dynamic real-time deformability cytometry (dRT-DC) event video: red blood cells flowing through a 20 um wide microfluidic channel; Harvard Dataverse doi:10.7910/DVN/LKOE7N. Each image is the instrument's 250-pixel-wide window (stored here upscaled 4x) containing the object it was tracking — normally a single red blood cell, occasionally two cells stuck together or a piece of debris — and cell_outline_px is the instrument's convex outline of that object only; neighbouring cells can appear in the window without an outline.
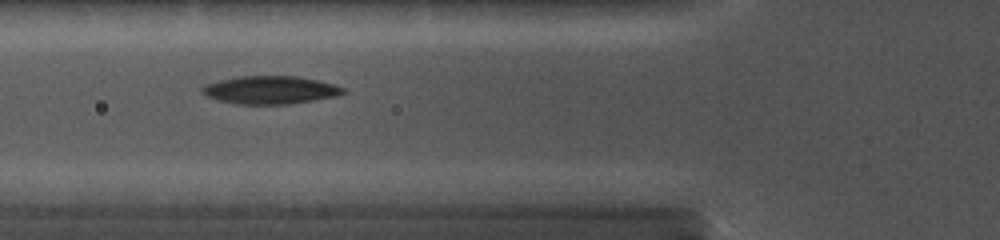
{"species": "common noctule bat (a hibernating species)", "species_latin": "Nyctalus noctula", "temperature_condition": "cold", "stored_images_in_passage": 18, "camera_frame_rate_fps": 5000, "um_per_image_px": 0.085, "animal": {"sex": "female", "body_mass_g": 19.0, "forearm_length_mm": 56.7}, "frame": {"image": 1, "passage_image": 5, "time_ms": 4.2, "image_size_px": [1000, 240], "cell_outline_px": [[348, 92], [336, 96], [288, 104], [236, 104], [216, 100], [200, 92], [200, 88], [204, 84], [220, 80], [240, 76], [296, 76], [316, 80], [332, 84], [344, 88]], "centroid_in_image_um": [22.93, 7.65], "position_along_channel_um": 102.9, "area_um2": 22.95}}
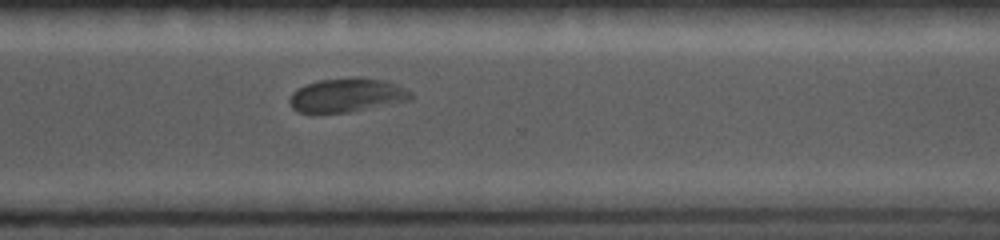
{"frame": {"image": 2, "passage_image": 12, "time_ms": 10.2, "image_size_px": [1000, 240], "cell_outline_px": [[412, 100], [348, 112], [316, 116], [300, 112], [292, 108], [288, 100], [292, 92], [296, 88], [304, 84], [320, 80], [352, 76], [360, 76], [384, 80], [396, 84], [412, 92]], "centroid_in_image_um": [29.42, 8.11], "position_along_channel_um": 341.2, "area_um2": 24.85}}
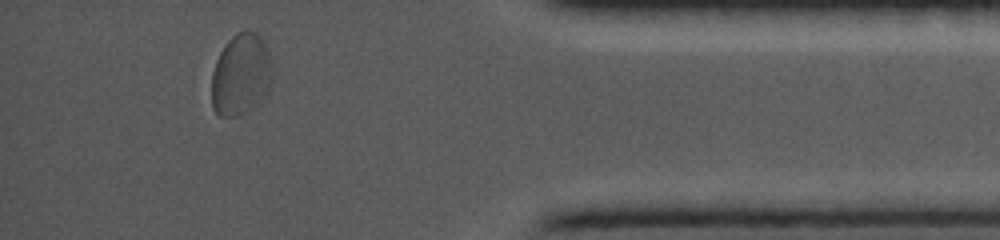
{"frame": {"image": 3, "passage_image": 16, "time_ms": 12.6, "image_size_px": [1000, 240], "cell_outline_px": [[272, 80], [268, 92], [256, 108], [248, 112], [236, 116], [220, 116], [212, 108], [212, 72], [216, 60], [220, 52], [228, 40], [232, 36], [248, 28], [256, 32], [264, 40], [268, 52], [272, 72]], "centroid_in_image_um": [20.49, 6.35], "position_along_channel_um": 414.7, "area_um2": 29.36}}